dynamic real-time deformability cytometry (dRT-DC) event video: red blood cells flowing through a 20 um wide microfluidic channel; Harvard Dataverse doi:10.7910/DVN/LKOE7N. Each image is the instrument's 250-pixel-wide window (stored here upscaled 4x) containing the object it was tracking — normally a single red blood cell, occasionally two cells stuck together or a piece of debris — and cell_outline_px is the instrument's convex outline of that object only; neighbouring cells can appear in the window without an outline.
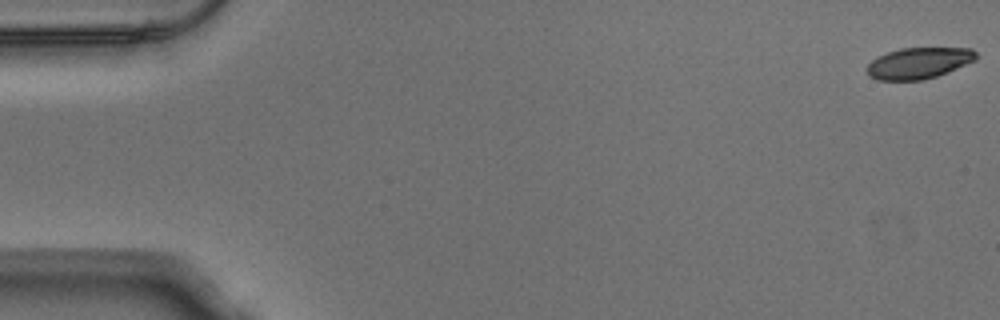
{"species": "Egyptian fruit bat (a non-hibernating species)", "species_latin": "Rousettus aegyptiacus", "temperature_condition": "warm", "stored_images_in_passage": 53, "camera_frame_rate_fps": 3000, "um_per_image_px": 0.085, "animal": {"sex": "male"}, "frame": {"image": 1, "passage_image": 1, "time_ms": 0.0, "image_size_px": [1000, 320], "cell_outline_px": [[976, 60], [936, 76], [924, 80], [876, 80], [868, 76], [868, 64], [876, 56], [900, 48], [972, 48], [976, 52]], "centroid_in_image_um": [78.07, 5.36], "position_along_channel_um": 6.9, "area_um2": 19.77}}
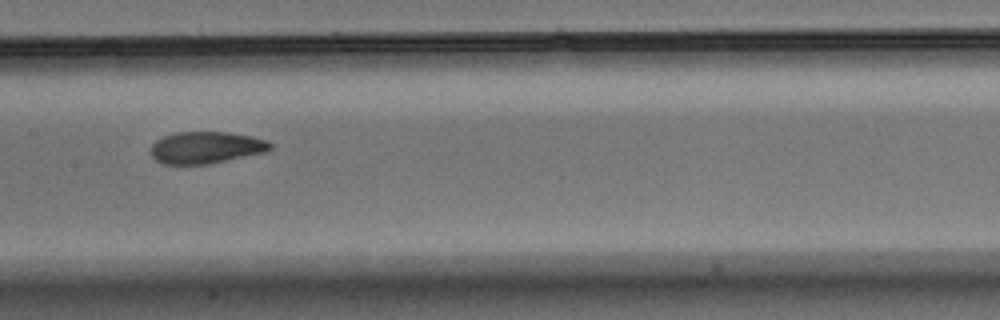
{"frame": {"image": 2, "passage_image": 27, "time_ms": 8.667, "image_size_px": [1000, 320], "cell_outline_px": [[272, 148], [268, 152], [208, 164], [164, 164], [156, 160], [148, 152], [152, 144], [156, 140], [164, 136], [176, 132], [228, 132], [252, 136], [268, 140], [272, 144]], "centroid_in_image_um": [17.53, 12.54], "position_along_channel_um": 189.9, "area_um2": 22.48}}
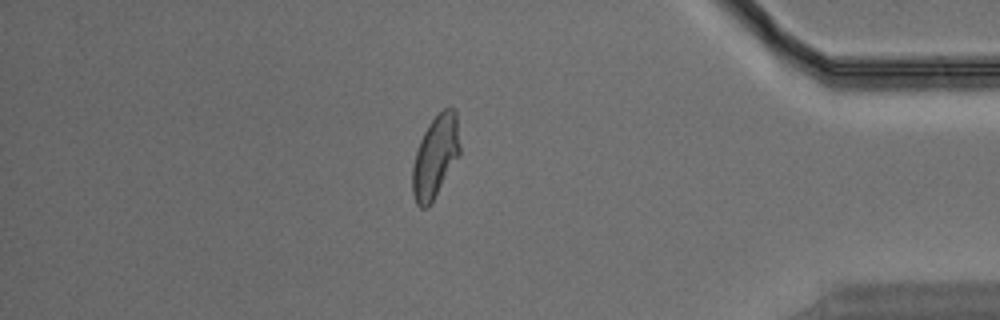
{"frame": {"image": 3, "passage_image": 46, "time_ms": 15.0, "image_size_px": [1000, 320], "cell_outline_px": [[460, 156], [428, 208], [420, 208], [416, 204], [412, 192], [412, 168], [416, 152], [420, 140], [428, 124], [444, 108], [452, 108], [456, 112], [460, 144]], "centroid_in_image_um": [37.01, 13.34], "position_along_channel_um": 398.2, "area_um2": 22.77}, "authors_computed_cell_mechanics": {"area_um2": 22.3686, "velocity_mm_per_s": 3.8193, "shape_relaxation_time_tau1_ms": 3.9442, "shape_relaxation_time_tau2_ms": 2.4416, "deformation_change_tau1": 0.1542, "deformation_change_tau2": 0.0642}}